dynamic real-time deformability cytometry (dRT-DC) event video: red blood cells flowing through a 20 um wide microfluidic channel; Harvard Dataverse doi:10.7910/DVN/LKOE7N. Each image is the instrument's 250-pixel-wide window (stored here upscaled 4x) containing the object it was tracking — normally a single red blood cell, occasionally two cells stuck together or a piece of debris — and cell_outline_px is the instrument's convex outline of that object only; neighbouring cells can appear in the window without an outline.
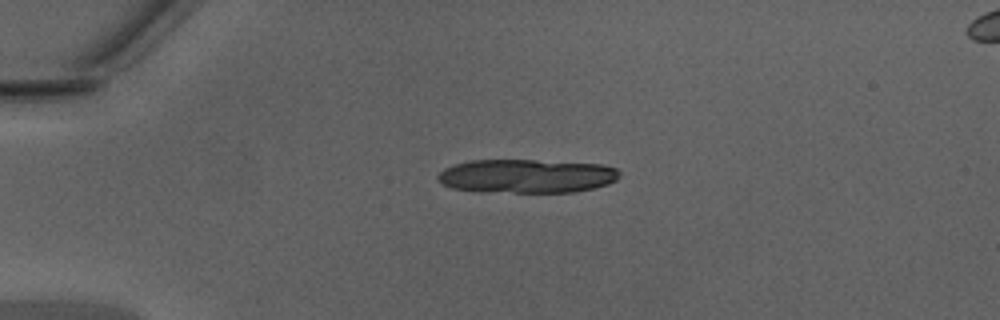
{"species": "Egyptian fruit bat (a non-hibernating species)", "species_latin": "Rousettus aegyptiacus", "temperature_condition": "warm", "stored_images_in_passage": 8, "camera_frame_rate_fps": 3000, "um_per_image_px": 0.085, "animal": {"sex": "male"}, "frame": {"image": 1, "passage_image": 2, "time_ms": 0.333, "image_size_px": [1000, 320], "cell_outline_px": [[620, 176], [616, 180], [608, 184], [592, 188], [572, 192], [480, 192], [452, 188], [444, 184], [436, 176], [444, 168], [456, 164], [472, 160], [536, 160], [604, 164], [616, 168], [620, 172]], "centroid_in_image_um": [44.79, 14.96], "position_along_channel_um": 40.2, "area_um2": 35.89}}